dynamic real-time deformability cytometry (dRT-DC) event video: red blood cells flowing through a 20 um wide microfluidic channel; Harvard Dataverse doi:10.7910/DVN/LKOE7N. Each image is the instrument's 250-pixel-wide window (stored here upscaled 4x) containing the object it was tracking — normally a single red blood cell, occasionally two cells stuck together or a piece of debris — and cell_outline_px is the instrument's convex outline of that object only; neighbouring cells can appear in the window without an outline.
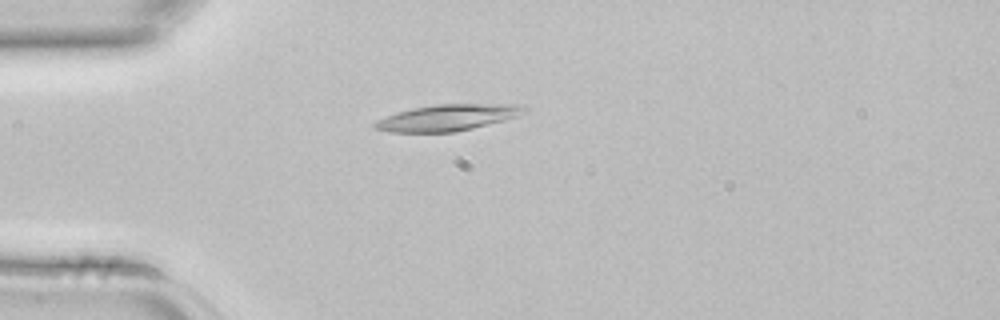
{"species": "common noctule bat (a hibernating species)", "species_latin": "Nyctalus noctula", "temperature_condition": "room temperature", "stored_images_in_passage": 2, "camera_frame_rate_fps": 3000, "um_per_image_px": 0.085, "animal": {"sex": "female", "body_mass_g": 22.7, "forearm_length_mm": 54.2}, "frame": {"image": 1, "passage_image": 2, "time_ms": 0.333, "image_size_px": [1000, 320], "cell_outline_px": [[528, 112], [504, 120], [472, 128], [452, 132], [392, 132], [376, 128], [372, 124], [376, 120], [396, 112], [412, 108], [436, 104], [512, 104], [528, 108]], "centroid_in_image_um": [38.03, 9.99], "position_along_channel_um": 47.0, "area_um2": 22.72}}